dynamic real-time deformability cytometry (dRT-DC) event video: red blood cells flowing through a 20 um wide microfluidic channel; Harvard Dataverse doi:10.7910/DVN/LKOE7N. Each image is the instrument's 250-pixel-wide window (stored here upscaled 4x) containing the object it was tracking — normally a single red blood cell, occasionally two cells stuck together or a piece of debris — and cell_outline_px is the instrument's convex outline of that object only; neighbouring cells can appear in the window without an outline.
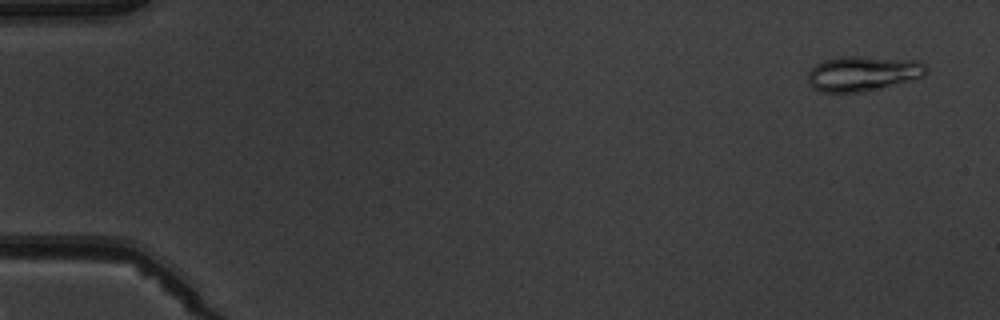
{"species": "common noctule bat (a hibernating species)", "species_latin": "Nyctalus noctula", "temperature_condition": "warm", "stored_images_in_passage": 4, "camera_frame_rate_fps": 3000, "um_per_image_px": 0.085, "animal": {"sex": "male", "body_mass_g": 19.5, "forearm_length_mm": 54.6}, "frame": {"image": 1, "passage_image": 1, "time_ms": 0.0, "image_size_px": [1000, 320], "cell_outline_px": [[928, 72], [924, 76], [868, 92], [820, 92], [812, 88], [808, 84], [808, 72], [816, 64], [824, 60], [840, 56], [856, 56], [920, 60], [928, 68]], "centroid_in_image_um": [73.35, 6.25], "position_along_channel_um": 11.7, "area_um2": 24.51}}